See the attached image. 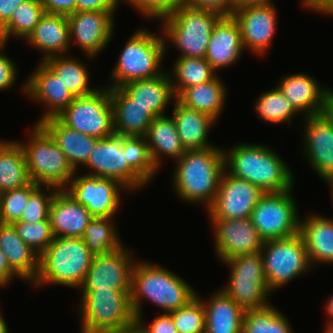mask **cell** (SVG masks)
Masks as SVG:
<instances>
[{
	"instance_id": "1",
	"label": "cell",
	"mask_w": 333,
	"mask_h": 333,
	"mask_svg": "<svg viewBox=\"0 0 333 333\" xmlns=\"http://www.w3.org/2000/svg\"><path fill=\"white\" fill-rule=\"evenodd\" d=\"M223 152L225 170L234 177L253 183L264 193L289 191L295 185L287 162L269 146L238 143Z\"/></svg>"
},
{
	"instance_id": "2",
	"label": "cell",
	"mask_w": 333,
	"mask_h": 333,
	"mask_svg": "<svg viewBox=\"0 0 333 333\" xmlns=\"http://www.w3.org/2000/svg\"><path fill=\"white\" fill-rule=\"evenodd\" d=\"M223 148L218 146L203 150L186 151L176 160L173 187L177 197L186 203L213 204L225 170Z\"/></svg>"
},
{
	"instance_id": "3",
	"label": "cell",
	"mask_w": 333,
	"mask_h": 333,
	"mask_svg": "<svg viewBox=\"0 0 333 333\" xmlns=\"http://www.w3.org/2000/svg\"><path fill=\"white\" fill-rule=\"evenodd\" d=\"M197 296L179 275L151 262L136 261L132 270L131 307L137 319L142 315V300L155 304L164 313L186 306Z\"/></svg>"
},
{
	"instance_id": "4",
	"label": "cell",
	"mask_w": 333,
	"mask_h": 333,
	"mask_svg": "<svg viewBox=\"0 0 333 333\" xmlns=\"http://www.w3.org/2000/svg\"><path fill=\"white\" fill-rule=\"evenodd\" d=\"M94 255L82 238L54 237L48 248L39 256L37 286L61 285L80 289Z\"/></svg>"
},
{
	"instance_id": "5",
	"label": "cell",
	"mask_w": 333,
	"mask_h": 333,
	"mask_svg": "<svg viewBox=\"0 0 333 333\" xmlns=\"http://www.w3.org/2000/svg\"><path fill=\"white\" fill-rule=\"evenodd\" d=\"M80 291L81 333H118L136 324L131 289Z\"/></svg>"
},
{
	"instance_id": "6",
	"label": "cell",
	"mask_w": 333,
	"mask_h": 333,
	"mask_svg": "<svg viewBox=\"0 0 333 333\" xmlns=\"http://www.w3.org/2000/svg\"><path fill=\"white\" fill-rule=\"evenodd\" d=\"M222 16L216 11L183 4L161 19L165 53L169 49L167 43H172L180 52L178 57L205 58L214 25Z\"/></svg>"
},
{
	"instance_id": "7",
	"label": "cell",
	"mask_w": 333,
	"mask_h": 333,
	"mask_svg": "<svg viewBox=\"0 0 333 333\" xmlns=\"http://www.w3.org/2000/svg\"><path fill=\"white\" fill-rule=\"evenodd\" d=\"M163 35L145 28L136 30L127 42L112 69V80L107 87L116 88L135 81L154 78L164 71L161 63L165 56Z\"/></svg>"
},
{
	"instance_id": "8",
	"label": "cell",
	"mask_w": 333,
	"mask_h": 333,
	"mask_svg": "<svg viewBox=\"0 0 333 333\" xmlns=\"http://www.w3.org/2000/svg\"><path fill=\"white\" fill-rule=\"evenodd\" d=\"M27 143L19 142L26 157L29 178L42 186L65 189L75 170L51 135L40 125H33Z\"/></svg>"
},
{
	"instance_id": "9",
	"label": "cell",
	"mask_w": 333,
	"mask_h": 333,
	"mask_svg": "<svg viewBox=\"0 0 333 333\" xmlns=\"http://www.w3.org/2000/svg\"><path fill=\"white\" fill-rule=\"evenodd\" d=\"M269 291L272 293L314 266L300 232L286 238L264 241L260 252Z\"/></svg>"
},
{
	"instance_id": "10",
	"label": "cell",
	"mask_w": 333,
	"mask_h": 333,
	"mask_svg": "<svg viewBox=\"0 0 333 333\" xmlns=\"http://www.w3.org/2000/svg\"><path fill=\"white\" fill-rule=\"evenodd\" d=\"M57 118L67 127L98 139L113 135L110 88L99 87L92 94L75 97Z\"/></svg>"
},
{
	"instance_id": "11",
	"label": "cell",
	"mask_w": 333,
	"mask_h": 333,
	"mask_svg": "<svg viewBox=\"0 0 333 333\" xmlns=\"http://www.w3.org/2000/svg\"><path fill=\"white\" fill-rule=\"evenodd\" d=\"M291 192L264 193L253 208L250 219L263 241L299 233L298 207Z\"/></svg>"
},
{
	"instance_id": "12",
	"label": "cell",
	"mask_w": 333,
	"mask_h": 333,
	"mask_svg": "<svg viewBox=\"0 0 333 333\" xmlns=\"http://www.w3.org/2000/svg\"><path fill=\"white\" fill-rule=\"evenodd\" d=\"M126 158V137L114 133L97 141L84 165L90 170L86 174L117 180L128 192L139 190L147 183L129 166Z\"/></svg>"
},
{
	"instance_id": "13",
	"label": "cell",
	"mask_w": 333,
	"mask_h": 333,
	"mask_svg": "<svg viewBox=\"0 0 333 333\" xmlns=\"http://www.w3.org/2000/svg\"><path fill=\"white\" fill-rule=\"evenodd\" d=\"M76 173L65 190L93 217L115 218L121 204V193L128 189L111 178L87 174L78 176Z\"/></svg>"
},
{
	"instance_id": "14",
	"label": "cell",
	"mask_w": 333,
	"mask_h": 333,
	"mask_svg": "<svg viewBox=\"0 0 333 333\" xmlns=\"http://www.w3.org/2000/svg\"><path fill=\"white\" fill-rule=\"evenodd\" d=\"M263 194L253 183L234 177L224 170L217 195L206 212L209 219L250 218L253 208Z\"/></svg>"
},
{
	"instance_id": "15",
	"label": "cell",
	"mask_w": 333,
	"mask_h": 333,
	"mask_svg": "<svg viewBox=\"0 0 333 333\" xmlns=\"http://www.w3.org/2000/svg\"><path fill=\"white\" fill-rule=\"evenodd\" d=\"M115 11H76L67 16L70 43L78 44L83 54L95 58L105 50L114 33Z\"/></svg>"
},
{
	"instance_id": "16",
	"label": "cell",
	"mask_w": 333,
	"mask_h": 333,
	"mask_svg": "<svg viewBox=\"0 0 333 333\" xmlns=\"http://www.w3.org/2000/svg\"><path fill=\"white\" fill-rule=\"evenodd\" d=\"M210 221L215 235V252L220 261L261 252L264 241L250 218L210 219Z\"/></svg>"
},
{
	"instance_id": "17",
	"label": "cell",
	"mask_w": 333,
	"mask_h": 333,
	"mask_svg": "<svg viewBox=\"0 0 333 333\" xmlns=\"http://www.w3.org/2000/svg\"><path fill=\"white\" fill-rule=\"evenodd\" d=\"M135 259L124 246L112 253L94 256L78 290L131 289Z\"/></svg>"
},
{
	"instance_id": "18",
	"label": "cell",
	"mask_w": 333,
	"mask_h": 333,
	"mask_svg": "<svg viewBox=\"0 0 333 333\" xmlns=\"http://www.w3.org/2000/svg\"><path fill=\"white\" fill-rule=\"evenodd\" d=\"M303 120L302 145L305 158L316 174L327 183L333 179V119L324 112Z\"/></svg>"
},
{
	"instance_id": "19",
	"label": "cell",
	"mask_w": 333,
	"mask_h": 333,
	"mask_svg": "<svg viewBox=\"0 0 333 333\" xmlns=\"http://www.w3.org/2000/svg\"><path fill=\"white\" fill-rule=\"evenodd\" d=\"M277 13L276 6H237L232 16L240 27L245 50L259 56L269 50L276 34Z\"/></svg>"
},
{
	"instance_id": "20",
	"label": "cell",
	"mask_w": 333,
	"mask_h": 333,
	"mask_svg": "<svg viewBox=\"0 0 333 333\" xmlns=\"http://www.w3.org/2000/svg\"><path fill=\"white\" fill-rule=\"evenodd\" d=\"M22 87L31 100L44 105L45 111L35 124L57 117L75 98L60 77L41 60Z\"/></svg>"
},
{
	"instance_id": "21",
	"label": "cell",
	"mask_w": 333,
	"mask_h": 333,
	"mask_svg": "<svg viewBox=\"0 0 333 333\" xmlns=\"http://www.w3.org/2000/svg\"><path fill=\"white\" fill-rule=\"evenodd\" d=\"M276 87L303 118L326 112L333 89L319 85L314 77L305 73L283 76Z\"/></svg>"
},
{
	"instance_id": "22",
	"label": "cell",
	"mask_w": 333,
	"mask_h": 333,
	"mask_svg": "<svg viewBox=\"0 0 333 333\" xmlns=\"http://www.w3.org/2000/svg\"><path fill=\"white\" fill-rule=\"evenodd\" d=\"M243 50L238 23L232 15L222 16L214 25L205 59L217 73L238 62Z\"/></svg>"
},
{
	"instance_id": "23",
	"label": "cell",
	"mask_w": 333,
	"mask_h": 333,
	"mask_svg": "<svg viewBox=\"0 0 333 333\" xmlns=\"http://www.w3.org/2000/svg\"><path fill=\"white\" fill-rule=\"evenodd\" d=\"M93 216L65 189L58 190L50 204L49 219L54 237L81 238Z\"/></svg>"
},
{
	"instance_id": "24",
	"label": "cell",
	"mask_w": 333,
	"mask_h": 333,
	"mask_svg": "<svg viewBox=\"0 0 333 333\" xmlns=\"http://www.w3.org/2000/svg\"><path fill=\"white\" fill-rule=\"evenodd\" d=\"M44 54L41 61L58 55H66L71 49L69 23L66 15L45 13L35 29L24 40Z\"/></svg>"
},
{
	"instance_id": "25",
	"label": "cell",
	"mask_w": 333,
	"mask_h": 333,
	"mask_svg": "<svg viewBox=\"0 0 333 333\" xmlns=\"http://www.w3.org/2000/svg\"><path fill=\"white\" fill-rule=\"evenodd\" d=\"M114 132L124 137H145L155 118L120 87L110 88Z\"/></svg>"
},
{
	"instance_id": "26",
	"label": "cell",
	"mask_w": 333,
	"mask_h": 333,
	"mask_svg": "<svg viewBox=\"0 0 333 333\" xmlns=\"http://www.w3.org/2000/svg\"><path fill=\"white\" fill-rule=\"evenodd\" d=\"M120 88L154 117L166 115V107L176 99L172 80L165 71L157 77L131 81Z\"/></svg>"
},
{
	"instance_id": "27",
	"label": "cell",
	"mask_w": 333,
	"mask_h": 333,
	"mask_svg": "<svg viewBox=\"0 0 333 333\" xmlns=\"http://www.w3.org/2000/svg\"><path fill=\"white\" fill-rule=\"evenodd\" d=\"M172 118L185 151L203 150L214 147L208 141V134L216 121L195 109L174 100Z\"/></svg>"
},
{
	"instance_id": "28",
	"label": "cell",
	"mask_w": 333,
	"mask_h": 333,
	"mask_svg": "<svg viewBox=\"0 0 333 333\" xmlns=\"http://www.w3.org/2000/svg\"><path fill=\"white\" fill-rule=\"evenodd\" d=\"M0 249L18 278L31 284L36 280L39 255L24 242L12 224L0 223Z\"/></svg>"
},
{
	"instance_id": "29",
	"label": "cell",
	"mask_w": 333,
	"mask_h": 333,
	"mask_svg": "<svg viewBox=\"0 0 333 333\" xmlns=\"http://www.w3.org/2000/svg\"><path fill=\"white\" fill-rule=\"evenodd\" d=\"M299 232L312 266L333 264V218L311 213L303 220L300 218Z\"/></svg>"
},
{
	"instance_id": "30",
	"label": "cell",
	"mask_w": 333,
	"mask_h": 333,
	"mask_svg": "<svg viewBox=\"0 0 333 333\" xmlns=\"http://www.w3.org/2000/svg\"><path fill=\"white\" fill-rule=\"evenodd\" d=\"M40 125L55 140L75 171L87 163L91 151L99 140L67 127L57 117L48 118Z\"/></svg>"
},
{
	"instance_id": "31",
	"label": "cell",
	"mask_w": 333,
	"mask_h": 333,
	"mask_svg": "<svg viewBox=\"0 0 333 333\" xmlns=\"http://www.w3.org/2000/svg\"><path fill=\"white\" fill-rule=\"evenodd\" d=\"M205 309V333H242L245 311L219 289L207 301Z\"/></svg>"
},
{
	"instance_id": "32",
	"label": "cell",
	"mask_w": 333,
	"mask_h": 333,
	"mask_svg": "<svg viewBox=\"0 0 333 333\" xmlns=\"http://www.w3.org/2000/svg\"><path fill=\"white\" fill-rule=\"evenodd\" d=\"M145 139L152 161L158 170L163 164V155L176 161L186 152L178 136L173 118L167 114L153 119Z\"/></svg>"
},
{
	"instance_id": "33",
	"label": "cell",
	"mask_w": 333,
	"mask_h": 333,
	"mask_svg": "<svg viewBox=\"0 0 333 333\" xmlns=\"http://www.w3.org/2000/svg\"><path fill=\"white\" fill-rule=\"evenodd\" d=\"M226 96L225 84L217 75L211 81L186 88L176 99L184 106L207 114L218 122L225 106Z\"/></svg>"
},
{
	"instance_id": "34",
	"label": "cell",
	"mask_w": 333,
	"mask_h": 333,
	"mask_svg": "<svg viewBox=\"0 0 333 333\" xmlns=\"http://www.w3.org/2000/svg\"><path fill=\"white\" fill-rule=\"evenodd\" d=\"M30 182L26 157L19 141L0 139V193L24 187Z\"/></svg>"
},
{
	"instance_id": "35",
	"label": "cell",
	"mask_w": 333,
	"mask_h": 333,
	"mask_svg": "<svg viewBox=\"0 0 333 333\" xmlns=\"http://www.w3.org/2000/svg\"><path fill=\"white\" fill-rule=\"evenodd\" d=\"M68 88L74 97L94 93L99 87H90L86 64L71 54L52 56L42 60Z\"/></svg>"
},
{
	"instance_id": "36",
	"label": "cell",
	"mask_w": 333,
	"mask_h": 333,
	"mask_svg": "<svg viewBox=\"0 0 333 333\" xmlns=\"http://www.w3.org/2000/svg\"><path fill=\"white\" fill-rule=\"evenodd\" d=\"M173 66V74L169 72V75L175 97L186 88L211 81L217 76L205 58L177 57Z\"/></svg>"
},
{
	"instance_id": "37",
	"label": "cell",
	"mask_w": 333,
	"mask_h": 333,
	"mask_svg": "<svg viewBox=\"0 0 333 333\" xmlns=\"http://www.w3.org/2000/svg\"><path fill=\"white\" fill-rule=\"evenodd\" d=\"M117 229L114 218L93 217L81 238L94 256L109 254L124 246Z\"/></svg>"
},
{
	"instance_id": "38",
	"label": "cell",
	"mask_w": 333,
	"mask_h": 333,
	"mask_svg": "<svg viewBox=\"0 0 333 333\" xmlns=\"http://www.w3.org/2000/svg\"><path fill=\"white\" fill-rule=\"evenodd\" d=\"M44 14L40 0H26L21 3L0 28V43L6 44L12 36L25 40Z\"/></svg>"
},
{
	"instance_id": "39",
	"label": "cell",
	"mask_w": 333,
	"mask_h": 333,
	"mask_svg": "<svg viewBox=\"0 0 333 333\" xmlns=\"http://www.w3.org/2000/svg\"><path fill=\"white\" fill-rule=\"evenodd\" d=\"M221 289L244 311L270 304L267 299L272 293L269 291L267 281L229 278L227 284Z\"/></svg>"
},
{
	"instance_id": "40",
	"label": "cell",
	"mask_w": 333,
	"mask_h": 333,
	"mask_svg": "<svg viewBox=\"0 0 333 333\" xmlns=\"http://www.w3.org/2000/svg\"><path fill=\"white\" fill-rule=\"evenodd\" d=\"M242 333H294L289 320L271 303L245 311Z\"/></svg>"
},
{
	"instance_id": "41",
	"label": "cell",
	"mask_w": 333,
	"mask_h": 333,
	"mask_svg": "<svg viewBox=\"0 0 333 333\" xmlns=\"http://www.w3.org/2000/svg\"><path fill=\"white\" fill-rule=\"evenodd\" d=\"M254 107L259 119L271 124L291 126L293 117L299 115L277 87L260 94Z\"/></svg>"
},
{
	"instance_id": "42",
	"label": "cell",
	"mask_w": 333,
	"mask_h": 333,
	"mask_svg": "<svg viewBox=\"0 0 333 333\" xmlns=\"http://www.w3.org/2000/svg\"><path fill=\"white\" fill-rule=\"evenodd\" d=\"M126 160L129 166L148 184L158 172L150 156L145 137H126Z\"/></svg>"
},
{
	"instance_id": "43",
	"label": "cell",
	"mask_w": 333,
	"mask_h": 333,
	"mask_svg": "<svg viewBox=\"0 0 333 333\" xmlns=\"http://www.w3.org/2000/svg\"><path fill=\"white\" fill-rule=\"evenodd\" d=\"M39 186L31 181L24 187L0 193V223L13 224L20 221L29 196Z\"/></svg>"
},
{
	"instance_id": "44",
	"label": "cell",
	"mask_w": 333,
	"mask_h": 333,
	"mask_svg": "<svg viewBox=\"0 0 333 333\" xmlns=\"http://www.w3.org/2000/svg\"><path fill=\"white\" fill-rule=\"evenodd\" d=\"M169 314L178 333L205 332V309L198 293L186 306L173 310Z\"/></svg>"
},
{
	"instance_id": "45",
	"label": "cell",
	"mask_w": 333,
	"mask_h": 333,
	"mask_svg": "<svg viewBox=\"0 0 333 333\" xmlns=\"http://www.w3.org/2000/svg\"><path fill=\"white\" fill-rule=\"evenodd\" d=\"M12 225L24 242L39 256L48 248L49 244L54 239L49 218L34 223L16 221Z\"/></svg>"
},
{
	"instance_id": "46",
	"label": "cell",
	"mask_w": 333,
	"mask_h": 333,
	"mask_svg": "<svg viewBox=\"0 0 333 333\" xmlns=\"http://www.w3.org/2000/svg\"><path fill=\"white\" fill-rule=\"evenodd\" d=\"M229 266V278L267 281L264 273L263 259L260 253L237 256L222 262Z\"/></svg>"
},
{
	"instance_id": "47",
	"label": "cell",
	"mask_w": 333,
	"mask_h": 333,
	"mask_svg": "<svg viewBox=\"0 0 333 333\" xmlns=\"http://www.w3.org/2000/svg\"><path fill=\"white\" fill-rule=\"evenodd\" d=\"M46 188L49 193L42 189ZM50 189V190H49ZM59 189L53 186L40 185L30 196L24 208L20 221L34 223L49 218V208L53 196Z\"/></svg>"
},
{
	"instance_id": "48",
	"label": "cell",
	"mask_w": 333,
	"mask_h": 333,
	"mask_svg": "<svg viewBox=\"0 0 333 333\" xmlns=\"http://www.w3.org/2000/svg\"><path fill=\"white\" fill-rule=\"evenodd\" d=\"M123 0H121L122 2ZM147 19L161 20L184 4V0H124Z\"/></svg>"
},
{
	"instance_id": "49",
	"label": "cell",
	"mask_w": 333,
	"mask_h": 333,
	"mask_svg": "<svg viewBox=\"0 0 333 333\" xmlns=\"http://www.w3.org/2000/svg\"><path fill=\"white\" fill-rule=\"evenodd\" d=\"M6 44L0 43V91L12 88L17 80L16 62L2 52ZM4 53V54H3Z\"/></svg>"
},
{
	"instance_id": "50",
	"label": "cell",
	"mask_w": 333,
	"mask_h": 333,
	"mask_svg": "<svg viewBox=\"0 0 333 333\" xmlns=\"http://www.w3.org/2000/svg\"><path fill=\"white\" fill-rule=\"evenodd\" d=\"M184 5L216 11L227 16L233 14L238 6V0H184Z\"/></svg>"
},
{
	"instance_id": "51",
	"label": "cell",
	"mask_w": 333,
	"mask_h": 333,
	"mask_svg": "<svg viewBox=\"0 0 333 333\" xmlns=\"http://www.w3.org/2000/svg\"><path fill=\"white\" fill-rule=\"evenodd\" d=\"M142 316L136 319V324L144 333H178L169 313L157 316L149 324H145Z\"/></svg>"
},
{
	"instance_id": "52",
	"label": "cell",
	"mask_w": 333,
	"mask_h": 333,
	"mask_svg": "<svg viewBox=\"0 0 333 333\" xmlns=\"http://www.w3.org/2000/svg\"><path fill=\"white\" fill-rule=\"evenodd\" d=\"M45 13L70 15L76 12L77 0H40Z\"/></svg>"
},
{
	"instance_id": "53",
	"label": "cell",
	"mask_w": 333,
	"mask_h": 333,
	"mask_svg": "<svg viewBox=\"0 0 333 333\" xmlns=\"http://www.w3.org/2000/svg\"><path fill=\"white\" fill-rule=\"evenodd\" d=\"M121 0H77L76 11H116Z\"/></svg>"
},
{
	"instance_id": "54",
	"label": "cell",
	"mask_w": 333,
	"mask_h": 333,
	"mask_svg": "<svg viewBox=\"0 0 333 333\" xmlns=\"http://www.w3.org/2000/svg\"><path fill=\"white\" fill-rule=\"evenodd\" d=\"M302 5L315 13L333 16V0H302Z\"/></svg>"
},
{
	"instance_id": "55",
	"label": "cell",
	"mask_w": 333,
	"mask_h": 333,
	"mask_svg": "<svg viewBox=\"0 0 333 333\" xmlns=\"http://www.w3.org/2000/svg\"><path fill=\"white\" fill-rule=\"evenodd\" d=\"M26 0H0V28L10 19L12 13Z\"/></svg>"
},
{
	"instance_id": "56",
	"label": "cell",
	"mask_w": 333,
	"mask_h": 333,
	"mask_svg": "<svg viewBox=\"0 0 333 333\" xmlns=\"http://www.w3.org/2000/svg\"><path fill=\"white\" fill-rule=\"evenodd\" d=\"M15 276L17 277V275L10 269L5 254L0 249V282L5 287Z\"/></svg>"
},
{
	"instance_id": "57",
	"label": "cell",
	"mask_w": 333,
	"mask_h": 333,
	"mask_svg": "<svg viewBox=\"0 0 333 333\" xmlns=\"http://www.w3.org/2000/svg\"><path fill=\"white\" fill-rule=\"evenodd\" d=\"M238 5L246 6H274L272 0H238Z\"/></svg>"
},
{
	"instance_id": "58",
	"label": "cell",
	"mask_w": 333,
	"mask_h": 333,
	"mask_svg": "<svg viewBox=\"0 0 333 333\" xmlns=\"http://www.w3.org/2000/svg\"><path fill=\"white\" fill-rule=\"evenodd\" d=\"M326 316H328L327 326H333V295L330 296L325 304Z\"/></svg>"
},
{
	"instance_id": "59",
	"label": "cell",
	"mask_w": 333,
	"mask_h": 333,
	"mask_svg": "<svg viewBox=\"0 0 333 333\" xmlns=\"http://www.w3.org/2000/svg\"><path fill=\"white\" fill-rule=\"evenodd\" d=\"M326 112L333 119V91L330 94V97H329V100H328V104H327V108H326Z\"/></svg>"
},
{
	"instance_id": "60",
	"label": "cell",
	"mask_w": 333,
	"mask_h": 333,
	"mask_svg": "<svg viewBox=\"0 0 333 333\" xmlns=\"http://www.w3.org/2000/svg\"><path fill=\"white\" fill-rule=\"evenodd\" d=\"M0 333H9L7 323L0 312Z\"/></svg>"
},
{
	"instance_id": "61",
	"label": "cell",
	"mask_w": 333,
	"mask_h": 333,
	"mask_svg": "<svg viewBox=\"0 0 333 333\" xmlns=\"http://www.w3.org/2000/svg\"><path fill=\"white\" fill-rule=\"evenodd\" d=\"M118 333H144L137 324L133 327L119 331Z\"/></svg>"
},
{
	"instance_id": "62",
	"label": "cell",
	"mask_w": 333,
	"mask_h": 333,
	"mask_svg": "<svg viewBox=\"0 0 333 333\" xmlns=\"http://www.w3.org/2000/svg\"><path fill=\"white\" fill-rule=\"evenodd\" d=\"M327 185L329 186V189L331 190L330 192H331V196H332V204H333V179H331V180H329L328 182H327Z\"/></svg>"
},
{
	"instance_id": "63",
	"label": "cell",
	"mask_w": 333,
	"mask_h": 333,
	"mask_svg": "<svg viewBox=\"0 0 333 333\" xmlns=\"http://www.w3.org/2000/svg\"><path fill=\"white\" fill-rule=\"evenodd\" d=\"M323 333H333V326H327L326 325V328H324Z\"/></svg>"
}]
</instances>
